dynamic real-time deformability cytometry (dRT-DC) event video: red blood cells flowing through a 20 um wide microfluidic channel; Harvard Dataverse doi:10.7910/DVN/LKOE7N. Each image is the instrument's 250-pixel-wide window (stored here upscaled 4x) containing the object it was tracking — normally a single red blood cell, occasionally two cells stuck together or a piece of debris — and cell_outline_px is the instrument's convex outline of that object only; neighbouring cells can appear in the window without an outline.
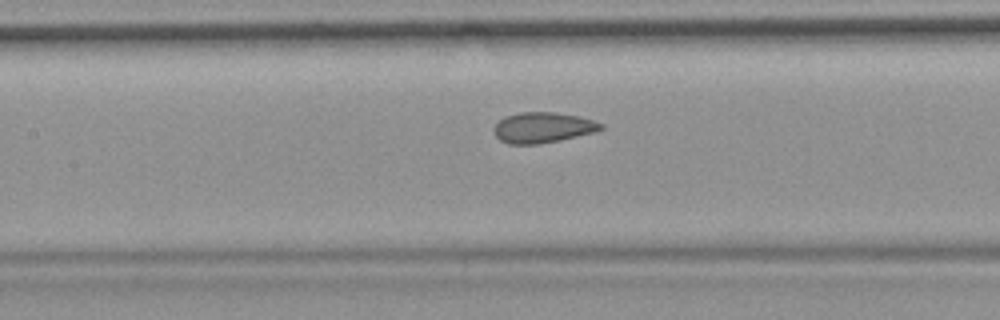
{"species": "common noctule bat (a hibernating species)", "species_latin": "Nyctalus noctula", "temperature_condition": "room temperature", "stored_images_in_passage": 33, "camera_frame_rate_fps": 3000, "um_per_image_px": 0.085, "animal": {"sex": "female", "body_mass_g": 19.9}, "frame": {"image": 1, "passage_image": 10, "time_ms": 3.0, "image_size_px": [1000, 320], "cell_outline_px": [[604, 128], [596, 132], [560, 140], [536, 144], [508, 144], [500, 140], [496, 136], [492, 128], [504, 116], [520, 112], [556, 112], [576, 116], [592, 120], [604, 124]], "centroid_in_image_um": [46.13, 10.84], "position_along_channel_um": 161.3, "area_um2": 19.07}, "authors_computed_cell_mechanics": {"area_um2": 19.074, "velocity_mm_per_s": 3.7215, "shape_relaxation_time_tau1_ms": null, "shape_relaxation_time_tau2_ms": 1.0093, "deformation_change_tau1": null, "deformation_change_tau2": 0.0705}}